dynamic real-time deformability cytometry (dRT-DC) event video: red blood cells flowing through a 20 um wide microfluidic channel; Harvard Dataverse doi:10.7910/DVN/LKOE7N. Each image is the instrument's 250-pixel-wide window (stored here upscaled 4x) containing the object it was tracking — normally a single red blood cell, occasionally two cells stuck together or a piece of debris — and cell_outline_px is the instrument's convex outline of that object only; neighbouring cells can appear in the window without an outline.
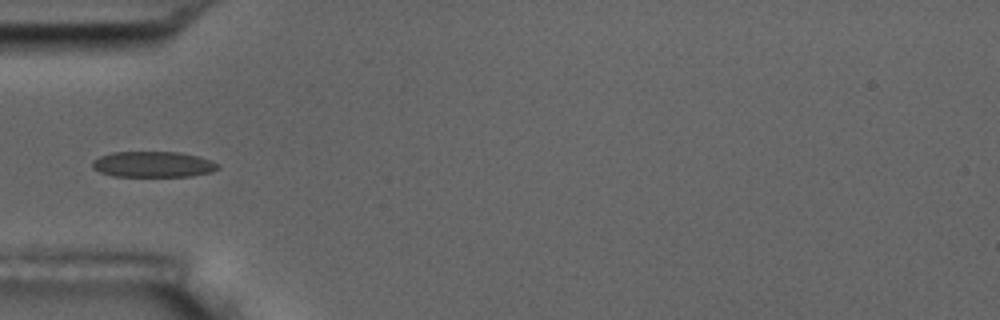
{"species": "common noctule bat (a hibernating species)", "species_latin": "Nyctalus noctula", "temperature_condition": "room temperature", "stored_images_in_passage": 10, "camera_frame_rate_fps": 3000, "um_per_image_px": 0.085, "animal": {"sex": "male", "body_mass_g": 17.5, "forearm_length_mm": 52.3}, "frame": {"image": 1, "passage_image": 4, "time_ms": 3.667, "image_size_px": [1000, 320], "cell_outline_px": [[220, 168], [212, 172], [192, 176], [112, 176], [100, 172], [92, 168], [92, 160], [100, 156], [112, 152], [180, 152], [200, 156], [220, 164]], "centroid_in_image_um": [13.04, 13.97], "position_along_channel_um": 72.0, "area_um2": 19.07}}
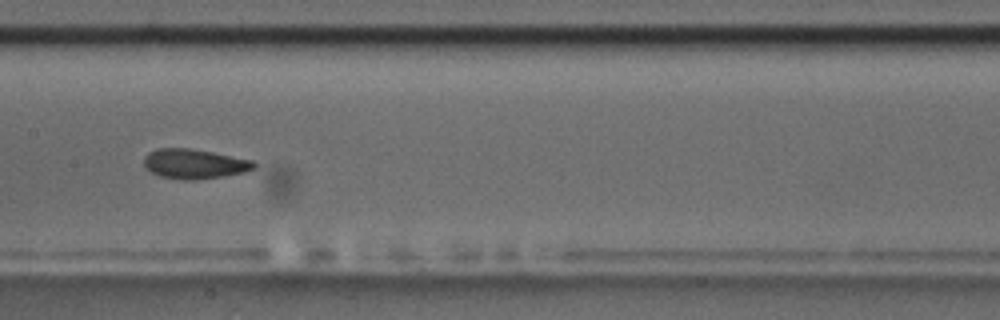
{"frame": {"image": 2, "passage_image": 7, "time_ms": 7.0, "image_size_px": [1000, 320], "cell_outline_px": [[256, 168], [244, 172], [196, 180], [180, 180], [160, 176], [152, 172], [144, 164], [144, 156], [148, 152], [156, 148], [192, 148], [252, 160], [256, 164]], "centroid_in_image_um": [16.5, 13.92], "position_along_channel_um": 190.9, "area_um2": 19.02}}
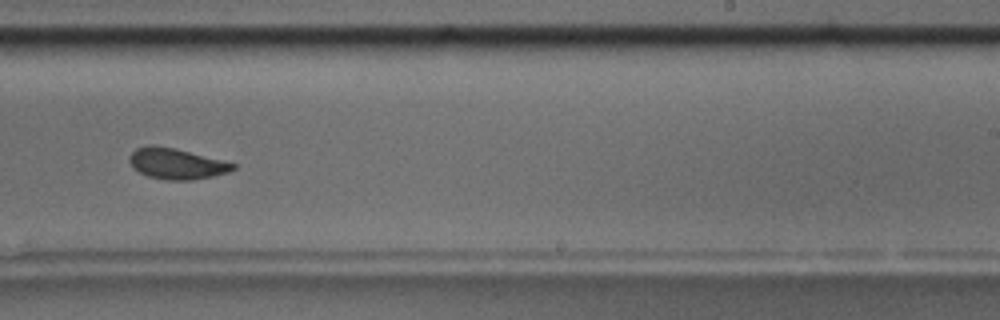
{"frame": {"image": 3, "passage_image": 9, "time_ms": 9.333, "image_size_px": [1000, 320], "cell_outline_px": [[236, 168], [228, 172], [212, 176], [192, 180], [164, 180], [148, 176], [140, 172], [128, 160], [128, 156], [136, 148], [148, 144], [156, 144], [176, 148], [236, 164]], "centroid_in_image_um": [14.97, 13.89], "position_along_channel_um": 274.0, "area_um2": 18.61}}